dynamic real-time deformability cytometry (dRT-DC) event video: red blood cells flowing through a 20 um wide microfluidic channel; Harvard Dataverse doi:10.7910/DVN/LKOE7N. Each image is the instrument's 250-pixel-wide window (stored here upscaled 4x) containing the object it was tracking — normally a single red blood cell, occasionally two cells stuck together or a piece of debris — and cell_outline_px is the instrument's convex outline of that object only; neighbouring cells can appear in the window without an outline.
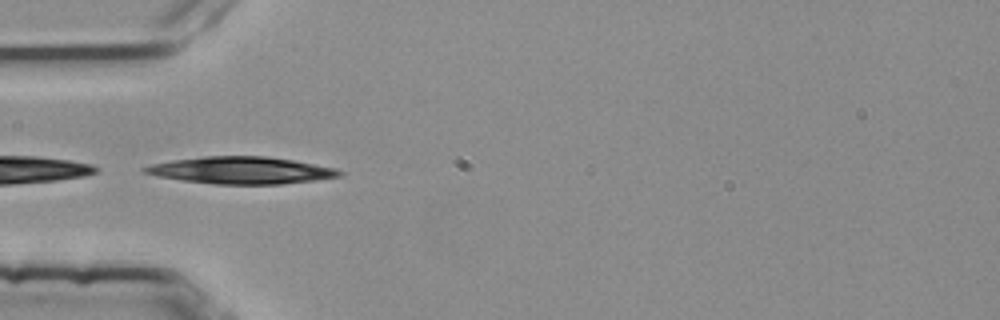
{"species": "common noctule bat (a hibernating species)", "species_latin": "Nyctalus noctula", "temperature_condition": "room temperature", "stored_images_in_passage": 13, "camera_frame_rate_fps": 3000, "um_per_image_px": 0.085, "animal": {"sex": "female", "body_mass_g": 25.1}, "frame": {"image": 1, "passage_image": 1, "time_ms": 0.0, "image_size_px": [1000, 320], "cell_outline_px": [[344, 176], [316, 180], [280, 184], [216, 184], [184, 180], [160, 176], [144, 172], [140, 168], [152, 164], [172, 160], [204, 156], [268, 156], [292, 160], [336, 168], [344, 172]], "centroid_in_image_um": [20.56, 14.47], "position_along_channel_um": 64.4, "area_um2": 30.58}}
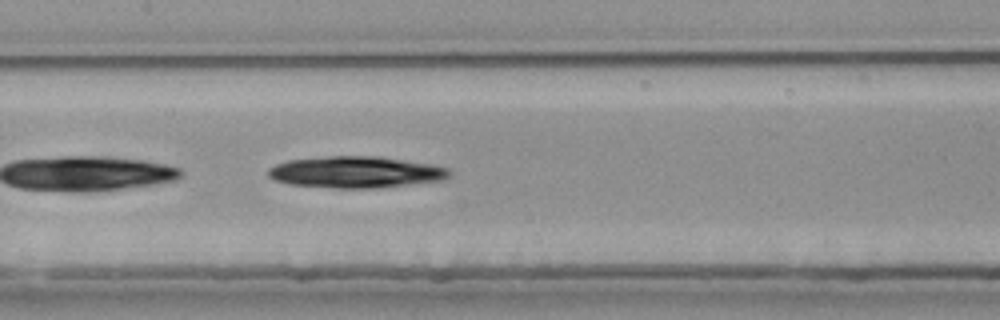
{"frame": {"image": 2, "passage_image": 10, "time_ms": 3.0, "image_size_px": [1000, 320], "cell_outline_px": [[452, 172], [448, 176], [440, 180], [372, 188], [336, 188], [288, 184], [276, 180], [268, 176], [268, 168], [276, 164], [288, 160], [328, 156], [376, 156], [428, 164], [448, 168]], "centroid_in_image_um": [30.17, 14.62], "position_along_channel_um": 177.2, "area_um2": 32.77}}